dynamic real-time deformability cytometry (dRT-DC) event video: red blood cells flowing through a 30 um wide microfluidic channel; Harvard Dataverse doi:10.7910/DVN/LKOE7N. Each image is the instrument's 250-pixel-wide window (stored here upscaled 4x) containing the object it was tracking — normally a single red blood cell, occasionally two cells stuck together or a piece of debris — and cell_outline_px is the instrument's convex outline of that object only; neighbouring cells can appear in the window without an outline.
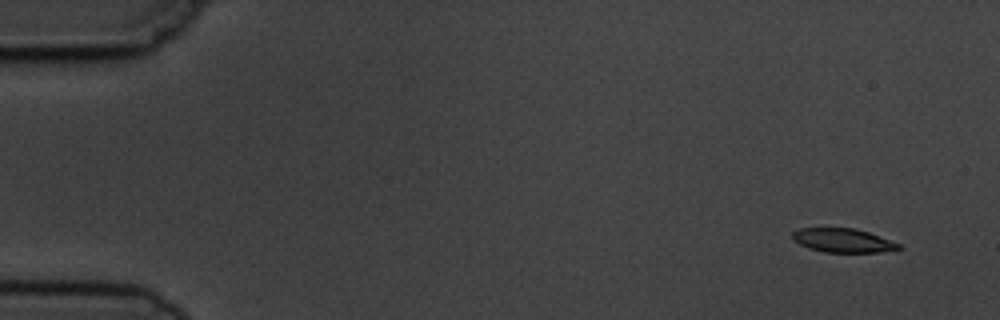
{"species": "common noctule bat (a hibernating species)", "species_latin": "Nyctalus noctula", "temperature_condition": "cold", "stored_images_in_passage": 6, "camera_frame_rate_fps": 3000, "um_per_image_px": 0.085, "animal": {"sex": "male", "body_mass_g": 19.5, "forearm_length_mm": 54.6}, "frame": {"image": 1, "passage_image": 1, "time_ms": 0.0, "image_size_px": [1000, 320], "cell_outline_px": [[904, 248], [880, 252], [824, 252], [808, 248], [792, 240], [792, 232], [800, 228], [856, 228], [880, 236], [900, 244]], "centroid_in_image_um": [71.64, 20.43], "position_along_channel_um": 13.4, "area_um2": 14.85}}
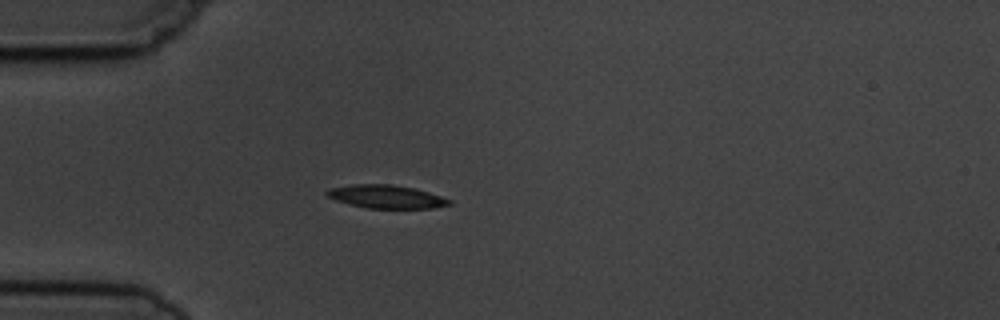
{"frame": {"image": 2, "passage_image": 4, "time_ms": 4.0, "image_size_px": [1000, 320], "cell_outline_px": [[452, 204], [432, 208], [364, 208], [348, 204], [324, 196], [324, 192], [328, 188], [352, 184], [392, 184], [412, 188], [428, 192], [452, 200]], "centroid_in_image_um": [32.76, 16.71], "position_along_channel_um": 52.2, "area_um2": 16.7}}
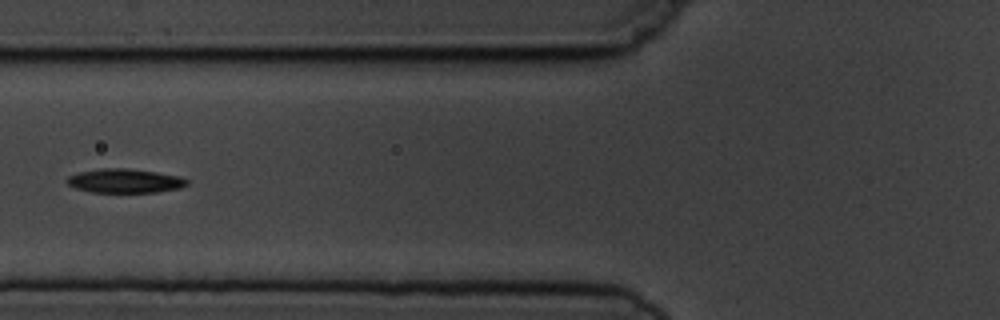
{"frame": {"image": 3, "passage_image": 6, "time_ms": 6.0, "image_size_px": [1000, 320], "cell_outline_px": [[188, 184], [180, 188], [156, 192], [92, 192], [76, 188], [68, 184], [64, 180], [68, 176], [80, 172], [104, 168], [128, 168], [156, 172], [180, 176], [188, 180]], "centroid_in_image_um": [10.61, 15.37], "position_along_channel_um": 115.2, "area_um2": 16.76}}